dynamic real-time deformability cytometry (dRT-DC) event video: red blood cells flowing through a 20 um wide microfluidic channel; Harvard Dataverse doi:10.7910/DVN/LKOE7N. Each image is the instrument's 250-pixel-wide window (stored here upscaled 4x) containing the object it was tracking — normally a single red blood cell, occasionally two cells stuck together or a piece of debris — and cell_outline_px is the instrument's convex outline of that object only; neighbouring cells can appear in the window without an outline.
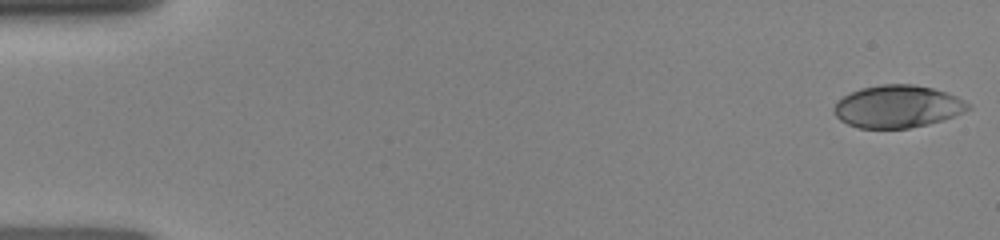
{"species": "human", "species_latin": "Homo sapiens", "temperature_condition": "room temperature", "stored_images_in_passage": 44, "camera_frame_rate_fps": 3000, "um_per_image_px": 0.085, "donor": {"sex": "female"}, "frame": {"image": 1, "passage_image": 1, "time_ms": 0.0, "image_size_px": [1000, 240], "cell_outline_px": [[972, 108], [964, 112], [940, 120], [908, 128], [860, 128], [848, 124], [840, 120], [836, 116], [832, 108], [836, 100], [860, 88], [880, 84], [912, 84], [932, 88], [956, 96], [964, 100]], "centroid_in_image_um": [76.24, 9.04], "position_along_channel_um": 8.8, "area_um2": 32.95}}
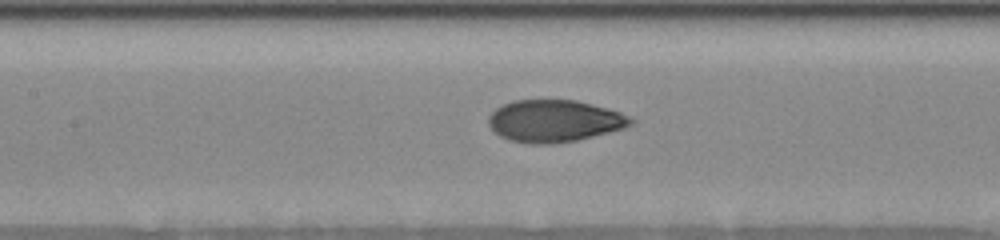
{"frame": {"image": 2, "passage_image": 25, "time_ms": 7.0, "image_size_px": [1000, 240], "cell_outline_px": [[636, 124], [624, 128], [576, 140], [552, 144], [532, 144], [508, 140], [500, 136], [488, 124], [488, 116], [496, 108], [512, 100], [576, 100], [592, 104], [620, 112], [636, 120]], "centroid_in_image_um": [47.13, 10.28], "position_along_channel_um": 160.3, "area_um2": 34.91}}
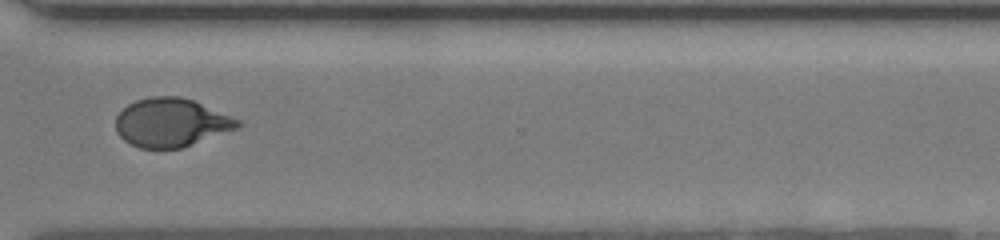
{"frame": {"image": 3, "passage_image": 43, "time_ms": 11.667, "image_size_px": [1000, 240], "cell_outline_px": [[244, 124], [236, 128], [180, 148], [140, 148], [124, 140], [116, 132], [116, 116], [128, 104], [136, 100], [152, 96], [180, 96], [192, 100], [240, 120]], "centroid_in_image_um": [14.51, 10.41], "position_along_channel_um": 356.1, "area_um2": 34.04}}